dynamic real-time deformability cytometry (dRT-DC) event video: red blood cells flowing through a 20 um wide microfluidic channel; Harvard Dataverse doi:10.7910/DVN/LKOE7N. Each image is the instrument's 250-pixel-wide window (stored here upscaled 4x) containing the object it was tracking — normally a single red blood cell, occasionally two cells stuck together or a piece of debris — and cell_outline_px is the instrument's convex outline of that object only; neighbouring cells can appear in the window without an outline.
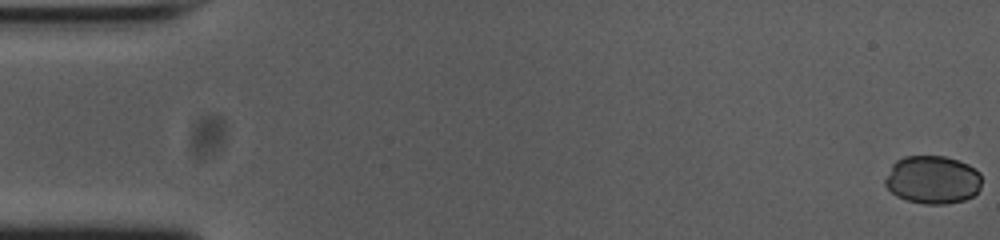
{"species": "common noctule bat (a hibernating species)", "species_latin": "Nyctalus noctula", "temperature_condition": "cold", "stored_images_in_passage": 55, "camera_frame_rate_fps": 3000, "um_per_image_px": 0.085, "animal": {"sex": "female", "body_mass_g": 23.0, "forearm_length_mm": 53.4}, "frame": {"image": 1, "passage_image": 1, "time_ms": 0.0, "image_size_px": [1000, 240], "cell_outline_px": [[980, 188], [972, 196], [964, 200], [944, 204], [924, 204], [908, 200], [896, 196], [884, 184], [884, 180], [892, 164], [896, 160], [904, 156], [944, 156], [960, 160], [976, 168], [980, 172]], "centroid_in_image_um": [79.27, 15.26], "position_along_channel_um": 5.7, "area_um2": 27.22}}
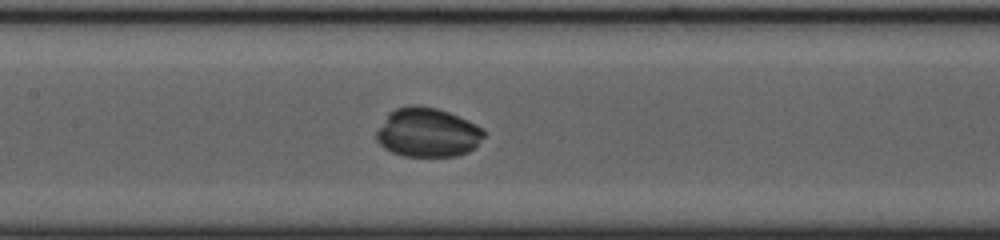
{"frame": {"image": 2, "passage_image": 26, "time_ms": 8.333, "image_size_px": [1000, 240], "cell_outline_px": [[484, 136], [468, 152], [456, 156], [404, 156], [392, 152], [384, 148], [376, 140], [376, 132], [388, 112], [396, 108], [436, 108], [448, 112], [468, 120], [484, 128]], "centroid_in_image_um": [36.34, 11.29], "position_along_channel_um": 171.1, "area_um2": 30.17}}
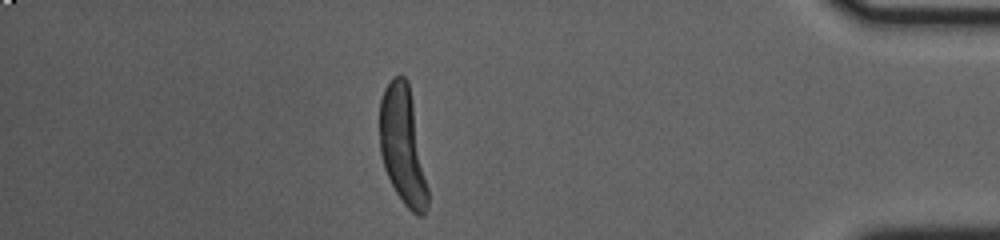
{"frame": {"image": 3, "passage_image": 48, "time_ms": 15.667, "image_size_px": [1000, 240], "cell_outline_px": [[428, 204], [424, 216], [416, 216], [404, 204], [396, 192], [384, 168], [380, 152], [380, 100], [384, 88], [392, 76], [404, 76], [408, 80], [428, 188]], "centroid_in_image_um": [34.22, 12.4], "position_along_channel_um": 401.0, "area_um2": 32.77}}